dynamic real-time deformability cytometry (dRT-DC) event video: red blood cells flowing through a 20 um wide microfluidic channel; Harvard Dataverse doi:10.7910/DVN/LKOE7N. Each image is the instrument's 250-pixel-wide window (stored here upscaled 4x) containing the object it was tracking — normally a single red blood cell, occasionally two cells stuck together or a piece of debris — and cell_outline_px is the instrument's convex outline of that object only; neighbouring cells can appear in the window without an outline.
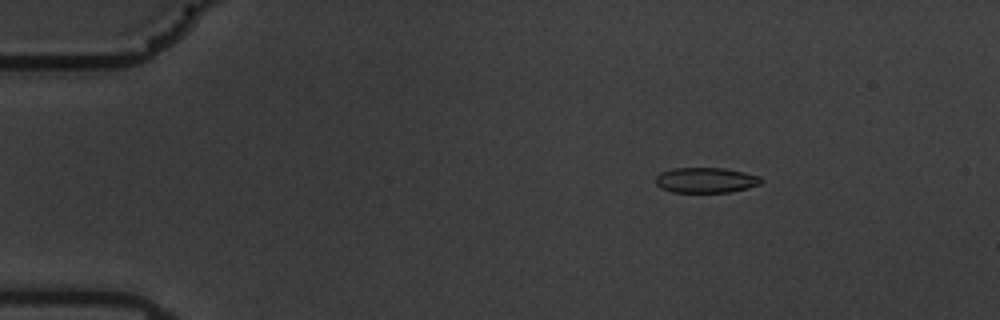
{"species": "common noctule bat (a hibernating species)", "species_latin": "Nyctalus noctula", "temperature_condition": "warm", "stored_images_in_passage": 21, "camera_frame_rate_fps": 3000, "um_per_image_px": 0.085, "animal": {"sex": "male", "body_mass_g": 19.5, "forearm_length_mm": 54.6}, "frame": {"image": 1, "passage_image": 10, "time_ms": 3.0, "image_size_px": [1000, 320], "cell_outline_px": [[764, 180], [760, 184], [748, 188], [732, 192], [672, 192], [660, 188], [656, 184], [656, 176], [660, 172], [672, 168], [724, 168], [744, 172], [760, 176]], "centroid_in_image_um": [60.0, 15.31], "position_along_channel_um": 25.0, "area_um2": 15.72}}
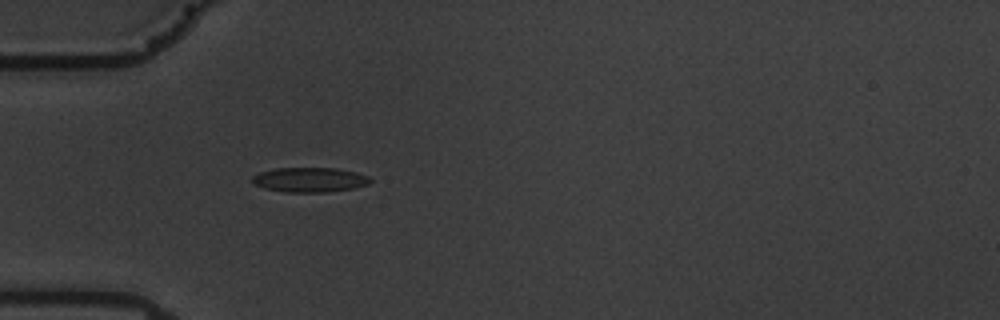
{"frame": {"image": 2, "passage_image": 19, "time_ms": 6.0, "image_size_px": [1000, 320], "cell_outline_px": [[372, 180], [368, 184], [356, 188], [328, 192], [284, 192], [264, 188], [252, 184], [252, 176], [260, 172], [276, 168], [336, 168], [356, 172], [368, 176]], "centroid_in_image_um": [26.32, 15.28], "position_along_channel_um": 58.7, "area_um2": 17.11}}